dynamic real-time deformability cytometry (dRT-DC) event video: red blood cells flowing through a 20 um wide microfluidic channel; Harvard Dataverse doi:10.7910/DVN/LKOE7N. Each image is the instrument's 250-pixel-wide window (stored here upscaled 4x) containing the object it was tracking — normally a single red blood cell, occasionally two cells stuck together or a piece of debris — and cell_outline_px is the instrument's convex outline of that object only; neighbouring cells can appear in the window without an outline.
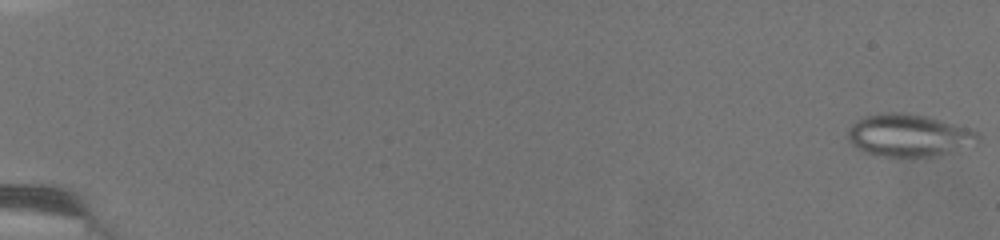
{"species": "common noctule bat (a hibernating species)", "species_latin": "Nyctalus noctula", "temperature_condition": "warm", "stored_images_in_passage": 72, "camera_frame_rate_fps": 3000, "um_per_image_px": 0.085, "animal": {"sex": "female", "body_mass_g": 19.5, "forearm_length_mm": 54.1}, "frame": {"image": 1, "passage_image": 1, "time_ms": 0.0, "image_size_px": [1000, 240], "cell_outline_px": [[980, 140], [976, 144], [932, 156], [876, 156], [864, 152], [856, 148], [848, 140], [848, 132], [852, 124], [864, 116], [884, 112], [900, 112], [924, 116], [940, 120], [980, 132]], "centroid_in_image_um": [77.22, 11.5], "position_along_channel_um": 7.8, "area_um2": 31.91}}
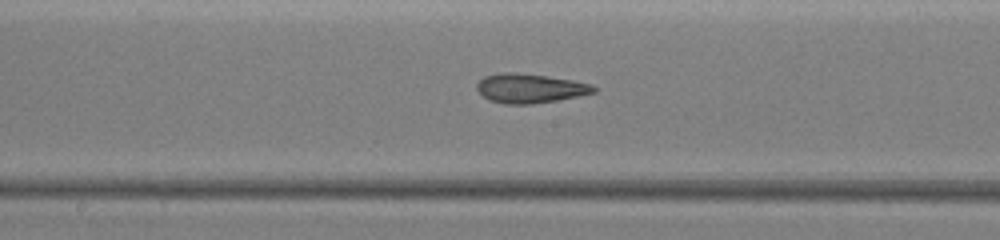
{"frame": {"image": 2, "passage_image": 59, "time_ms": 9.667, "image_size_px": [1000, 240], "cell_outline_px": [[600, 88], [596, 92], [556, 100], [532, 104], [504, 104], [488, 100], [476, 88], [476, 84], [484, 76], [504, 72], [516, 72], [572, 80], [592, 84]], "centroid_in_image_um": [45.05, 7.51], "position_along_channel_um": 203.1, "area_um2": 19.88}}
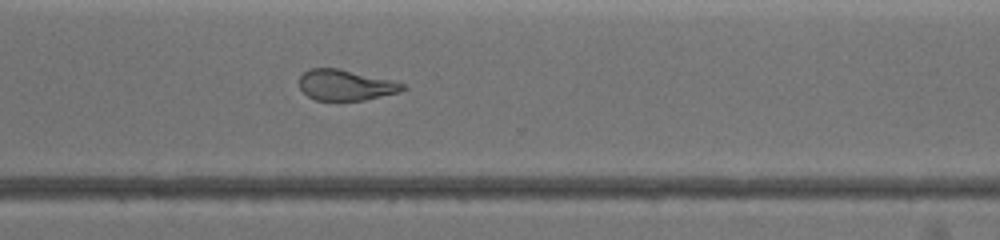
{"frame": {"image": 3, "passage_image": 71, "time_ms": 13.0, "image_size_px": [1000, 240], "cell_outline_px": [[408, 88], [400, 92], [364, 100], [316, 100], [308, 96], [300, 88], [300, 76], [308, 68], [340, 68], [392, 80], [404, 84]], "centroid_in_image_um": [29.4, 7.22], "position_along_channel_um": 341.2, "area_um2": 18.55}}